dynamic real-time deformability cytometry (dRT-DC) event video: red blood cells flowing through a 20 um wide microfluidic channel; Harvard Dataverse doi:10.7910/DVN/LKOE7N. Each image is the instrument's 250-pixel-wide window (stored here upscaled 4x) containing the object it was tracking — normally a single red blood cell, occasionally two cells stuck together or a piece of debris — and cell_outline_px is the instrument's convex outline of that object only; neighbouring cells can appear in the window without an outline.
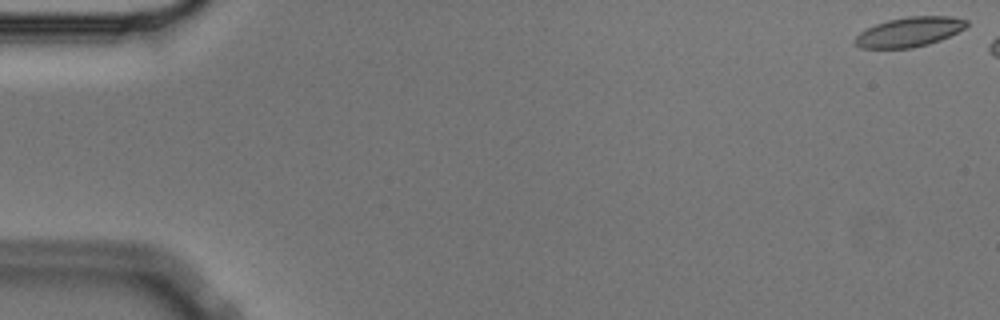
{"species": "Egyptian fruit bat (a non-hibernating species)", "species_latin": "Rousettus aegyptiacus", "temperature_condition": "cold", "stored_images_in_passage": 7, "camera_frame_rate_fps": 3000, "um_per_image_px": 0.085, "animal": {"sex": "male"}, "frame": {"image": 1, "passage_image": 1, "time_ms": 0.0, "image_size_px": [1000, 320], "cell_outline_px": [[968, 24], [964, 28], [940, 40], [928, 44], [912, 48], [860, 48], [852, 40], [860, 32], [876, 24], [888, 20], [908, 16], [952, 16], [968, 20]], "centroid_in_image_um": [77.28, 2.71], "position_along_channel_um": 7.7, "area_um2": 19.19}}